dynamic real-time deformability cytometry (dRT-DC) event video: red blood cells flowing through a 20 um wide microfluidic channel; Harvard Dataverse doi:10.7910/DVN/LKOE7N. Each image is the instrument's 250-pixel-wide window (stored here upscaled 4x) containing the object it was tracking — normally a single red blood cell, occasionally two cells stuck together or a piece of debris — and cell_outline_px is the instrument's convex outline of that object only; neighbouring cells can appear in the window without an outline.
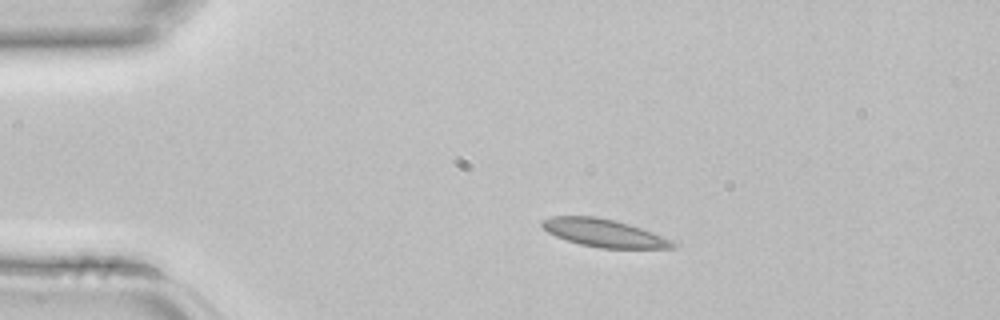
{"species": "common noctule bat (a hibernating species)", "species_latin": "Nyctalus noctula", "temperature_condition": "room temperature", "stored_images_in_passage": 3, "camera_frame_rate_fps": 3000, "um_per_image_px": 0.085, "animal": {"sex": "female", "body_mass_g": 22.7, "forearm_length_mm": 54.2}, "frame": {"image": 1, "passage_image": 2, "time_ms": 0.333, "image_size_px": [1000, 320], "cell_outline_px": [[680, 244], [676, 248], [600, 248], [580, 244], [564, 240], [548, 232], [540, 224], [540, 220], [552, 216], [596, 216], [616, 220], [652, 232], [672, 240]], "centroid_in_image_um": [51.34, 19.8], "position_along_channel_um": 33.7, "area_um2": 21.33}}
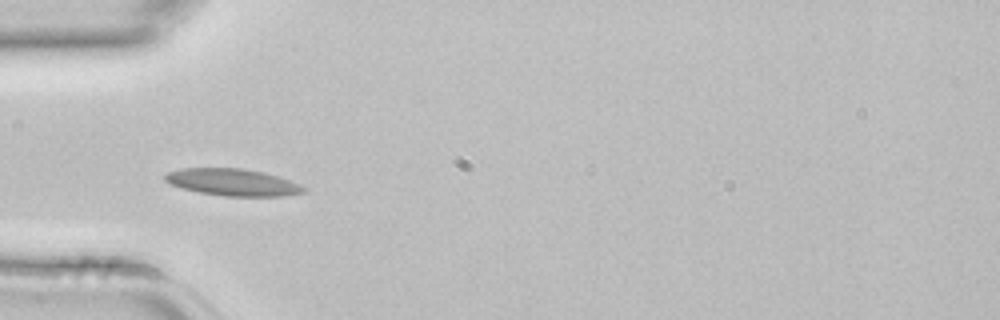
{"frame": {"image": 2, "passage_image": 3, "time_ms": 0.667, "image_size_px": [1000, 320], "cell_outline_px": [[308, 188], [304, 192], [284, 196], [224, 196], [200, 192], [180, 188], [164, 180], [164, 176], [168, 172], [180, 168], [240, 168], [264, 172], [288, 180]], "centroid_in_image_um": [19.76, 15.49], "position_along_channel_um": 65.2, "area_um2": 21.68}}